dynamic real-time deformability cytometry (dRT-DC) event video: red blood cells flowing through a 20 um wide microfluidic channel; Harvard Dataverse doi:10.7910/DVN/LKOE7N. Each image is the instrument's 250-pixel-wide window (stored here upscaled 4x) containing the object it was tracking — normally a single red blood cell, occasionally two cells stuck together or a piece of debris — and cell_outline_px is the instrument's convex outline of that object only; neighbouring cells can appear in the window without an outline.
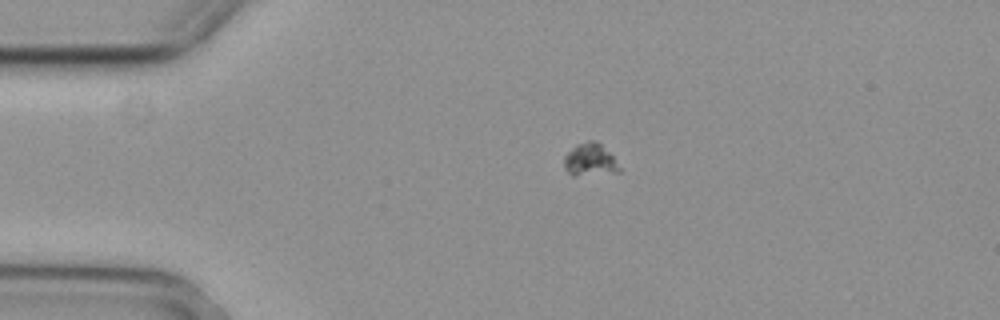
{"species": "common noctule bat (a hibernating species)", "species_latin": "Nyctalus noctula", "temperature_condition": "cold", "stored_images_in_passage": 2, "camera_frame_rate_fps": 3000, "um_per_image_px": 0.085, "animal": {"sex": "female", "body_mass_g": 29.2, "forearm_length_mm": 56.3}, "frame": {"image": 1, "passage_image": 1, "time_ms": 0.0, "image_size_px": [1000, 320], "cell_outline_px": [[620, 172], [576, 176], [572, 176], [564, 168], [564, 156], [576, 144], [588, 140], [596, 140], [612, 156], [620, 168]], "centroid_in_image_um": [50.12, 13.59], "position_along_channel_um": 34.9, "area_um2": 10.46}}